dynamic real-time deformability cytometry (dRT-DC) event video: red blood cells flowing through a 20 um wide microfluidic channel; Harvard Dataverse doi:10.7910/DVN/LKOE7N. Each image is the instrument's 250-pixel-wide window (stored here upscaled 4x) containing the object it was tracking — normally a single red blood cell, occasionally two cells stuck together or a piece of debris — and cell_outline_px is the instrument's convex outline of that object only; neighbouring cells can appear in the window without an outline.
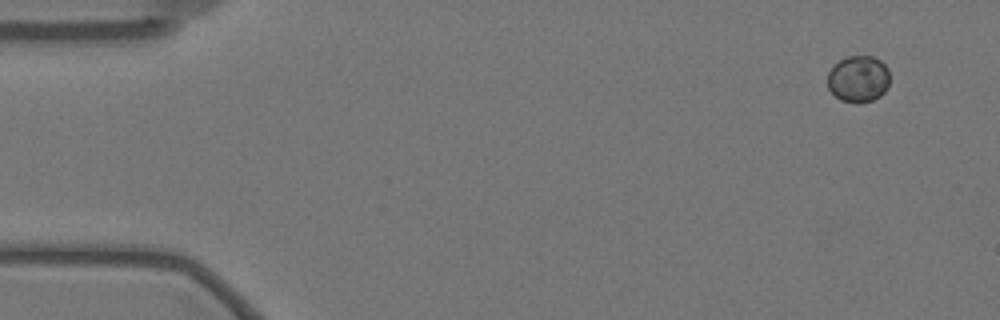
{"species": "Egyptian fruit bat (a non-hibernating species)", "species_latin": "Rousettus aegyptiacus", "temperature_condition": "warm", "stored_images_in_passage": 56, "camera_frame_rate_fps": 3000, "um_per_image_px": 0.085, "animal": {"sex": "female"}, "frame": {"image": 1, "passage_image": 1, "time_ms": 0.0, "image_size_px": [1000, 320], "cell_outline_px": [[888, 88], [880, 96], [872, 100], [840, 100], [828, 88], [828, 72], [844, 56], [872, 56], [880, 60], [888, 68]], "centroid_in_image_um": [72.97, 6.66], "position_along_channel_um": 12.0, "area_um2": 16.47}}
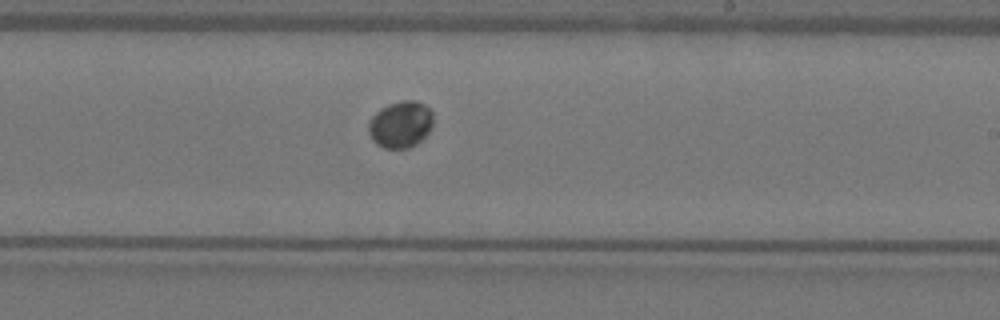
{"frame": {"image": 2, "passage_image": 32, "time_ms": 10.333, "image_size_px": [1000, 320], "cell_outline_px": [[432, 124], [428, 132], [416, 144], [408, 148], [384, 148], [376, 144], [372, 140], [368, 132], [368, 124], [372, 116], [380, 108], [388, 104], [404, 100], [416, 100], [424, 104], [432, 112]], "centroid_in_image_um": [34.02, 10.57], "position_along_channel_um": 255.0, "area_um2": 17.57}}
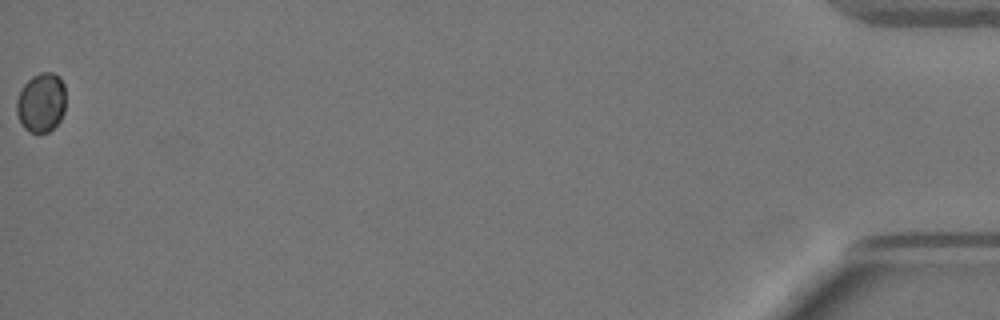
{"frame": {"image": 3, "passage_image": 56, "time_ms": 18.333, "image_size_px": [1000, 320], "cell_outline_px": [[64, 112], [60, 120], [48, 132], [28, 132], [24, 128], [16, 112], [16, 100], [24, 84], [32, 76], [40, 72], [52, 72], [60, 76], [64, 84]], "centroid_in_image_um": [3.5, 8.7], "position_along_channel_um": 431.7, "area_um2": 16.99}}